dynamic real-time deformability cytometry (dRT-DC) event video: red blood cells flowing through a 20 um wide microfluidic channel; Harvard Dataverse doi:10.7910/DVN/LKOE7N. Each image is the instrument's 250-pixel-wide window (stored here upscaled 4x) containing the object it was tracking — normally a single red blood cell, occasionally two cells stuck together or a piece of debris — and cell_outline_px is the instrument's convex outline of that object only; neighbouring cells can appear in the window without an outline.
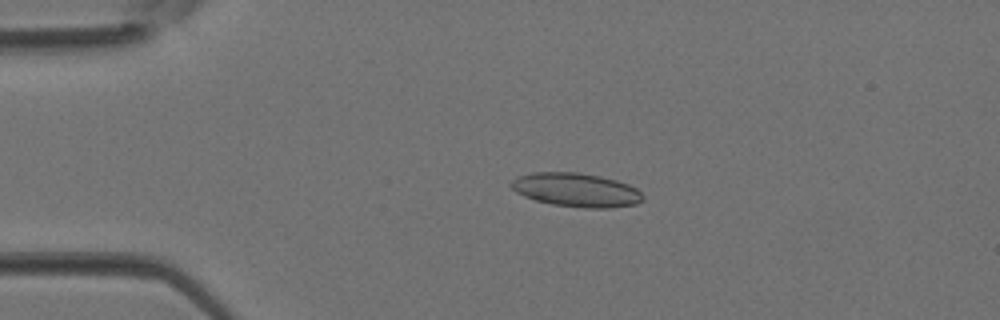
{"species": "Egyptian fruit bat (a non-hibernating species)", "species_latin": "Rousettus aegyptiacus", "temperature_condition": "room temperature", "stored_images_in_passage": 3, "camera_frame_rate_fps": 3000, "um_per_image_px": 0.085, "animal": {"sex": "female"}, "frame": {"image": 1, "passage_image": 2, "time_ms": 0.333, "image_size_px": [1000, 320], "cell_outline_px": [[644, 200], [636, 204], [612, 208], [584, 208], [552, 204], [536, 200], [524, 196], [516, 192], [508, 184], [516, 176], [532, 172], [576, 172], [600, 176], [616, 180], [628, 184], [636, 188], [644, 196]], "centroid_in_image_um": [48.97, 16.14], "position_along_channel_um": 36.0, "area_um2": 26.13}}